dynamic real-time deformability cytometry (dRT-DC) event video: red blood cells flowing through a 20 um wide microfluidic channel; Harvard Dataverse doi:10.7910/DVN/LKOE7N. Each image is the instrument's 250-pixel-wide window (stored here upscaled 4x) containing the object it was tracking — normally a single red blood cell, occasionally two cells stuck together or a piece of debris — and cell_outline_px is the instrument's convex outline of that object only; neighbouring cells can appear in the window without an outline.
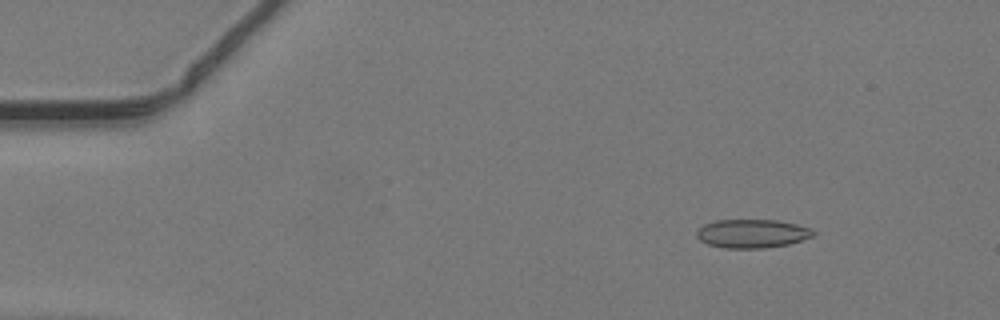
{"species": "common noctule bat (a hibernating species)", "species_latin": "Nyctalus noctula", "temperature_condition": "warm", "stored_images_in_passage": 47, "camera_frame_rate_fps": 3000, "um_per_image_px": 0.085, "animal": {"sex": "male", "body_mass_g": 19.2, "forearm_length_mm": 51.8}, "frame": {"image": 1, "passage_image": 6, "time_ms": 1.667, "image_size_px": [1000, 320], "cell_outline_px": [[816, 232], [812, 236], [788, 244], [764, 248], [724, 248], [708, 244], [700, 240], [696, 236], [696, 232], [704, 224], [716, 220], [776, 220], [796, 224], [812, 228]], "centroid_in_image_um": [63.92, 19.85], "position_along_channel_um": 21.1, "area_um2": 19.36}}
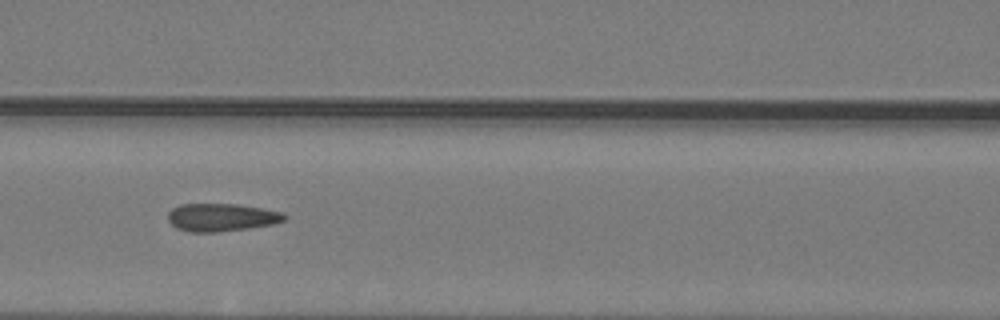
{"frame": {"image": 2, "passage_image": 21, "time_ms": 6.667, "image_size_px": [1000, 320], "cell_outline_px": [[288, 216], [284, 220], [272, 224], [248, 228], [216, 232], [188, 232], [176, 228], [168, 220], [168, 212], [172, 208], [180, 204], [236, 204], [284, 212]], "centroid_in_image_um": [18.81, 18.47], "position_along_channel_um": 147.8, "area_um2": 18.9}}
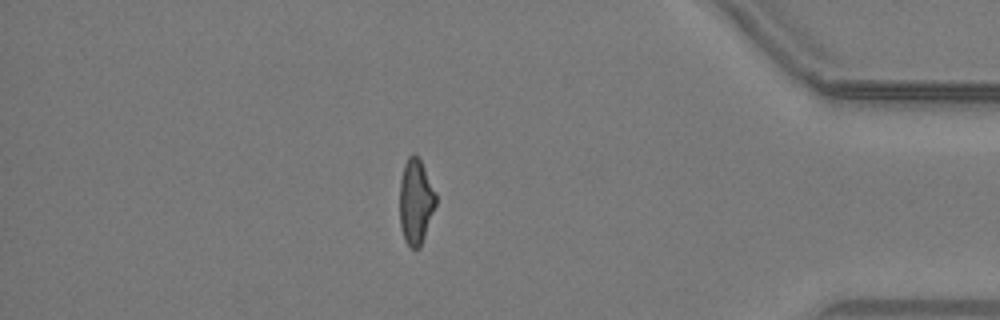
{"frame": {"image": 3, "passage_image": 41, "time_ms": 13.333, "image_size_px": [1000, 320], "cell_outline_px": [[436, 204], [420, 248], [412, 248], [404, 240], [400, 228], [400, 180], [404, 164], [408, 156], [412, 152], [420, 160], [436, 192]], "centroid_in_image_um": [35.33, 17.13], "position_along_channel_um": 399.9, "area_um2": 17.92}}